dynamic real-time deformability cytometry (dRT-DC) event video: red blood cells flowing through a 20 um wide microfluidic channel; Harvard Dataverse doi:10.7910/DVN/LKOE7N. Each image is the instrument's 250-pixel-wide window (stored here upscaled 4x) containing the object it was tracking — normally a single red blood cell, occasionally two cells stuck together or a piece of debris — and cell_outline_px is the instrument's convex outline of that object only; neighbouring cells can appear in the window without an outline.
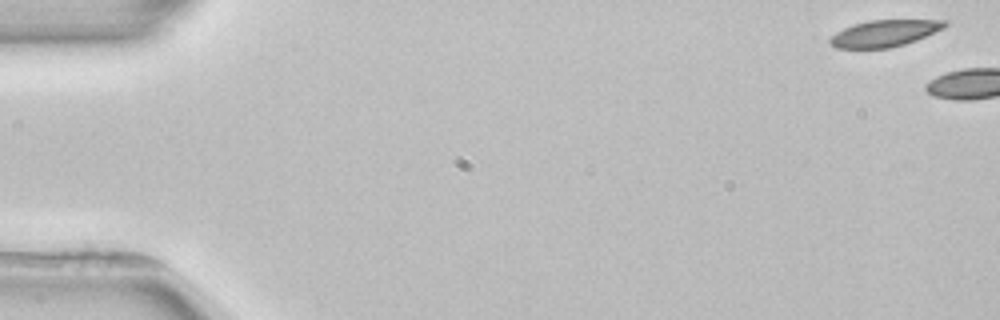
{"species": "common noctule bat (a hibernating species)", "species_latin": "Nyctalus noctula", "temperature_condition": "room temperature", "stored_images_in_passage": 2, "camera_frame_rate_fps": 3000, "um_per_image_px": 0.085, "animal": {"sex": "female", "body_mass_g": 22.7, "forearm_length_mm": 54.2}, "frame": {"image": 1, "passage_image": 1, "time_ms": 0.0, "image_size_px": [1000, 320], "cell_outline_px": [[948, 24], [944, 28], [916, 40], [904, 44], [888, 48], [836, 48], [828, 44], [828, 40], [836, 32], [844, 28], [868, 20], [948, 20]], "centroid_in_image_um": [75.17, 2.83], "position_along_channel_um": 9.8, "area_um2": 17.74}}